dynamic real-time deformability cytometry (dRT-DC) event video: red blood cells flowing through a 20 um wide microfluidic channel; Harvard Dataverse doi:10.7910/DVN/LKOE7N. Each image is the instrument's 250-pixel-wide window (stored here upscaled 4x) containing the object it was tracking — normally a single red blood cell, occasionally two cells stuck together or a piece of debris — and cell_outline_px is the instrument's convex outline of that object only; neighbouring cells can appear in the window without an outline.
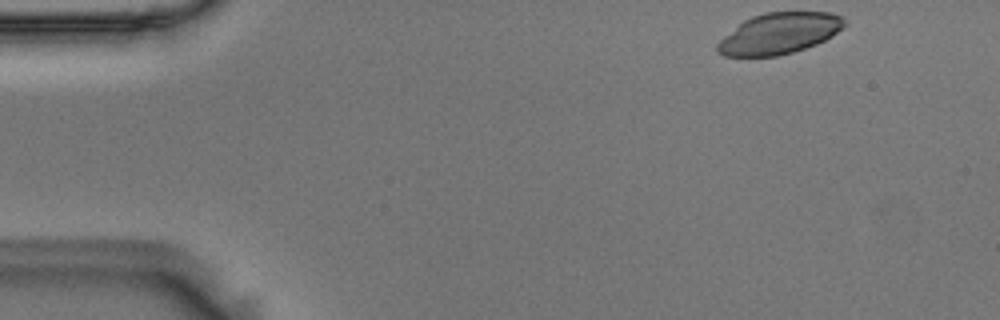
{"species": "Egyptian fruit bat (a non-hibernating species)", "species_latin": "Rousettus aegyptiacus", "temperature_condition": "room temperature", "stored_images_in_passage": 43, "camera_frame_rate_fps": 3000, "um_per_image_px": 0.085, "animal": {"sex": "male"}, "frame": {"image": 1, "passage_image": 1, "time_ms": 0.0, "image_size_px": [1000, 320], "cell_outline_px": [[844, 24], [832, 36], [816, 44], [792, 52], [776, 56], [724, 56], [716, 52], [716, 44], [724, 36], [744, 20], [752, 16], [764, 12], [832, 12], [844, 16]], "centroid_in_image_um": [66.21, 2.83], "position_along_channel_um": 18.8, "area_um2": 30.23}}
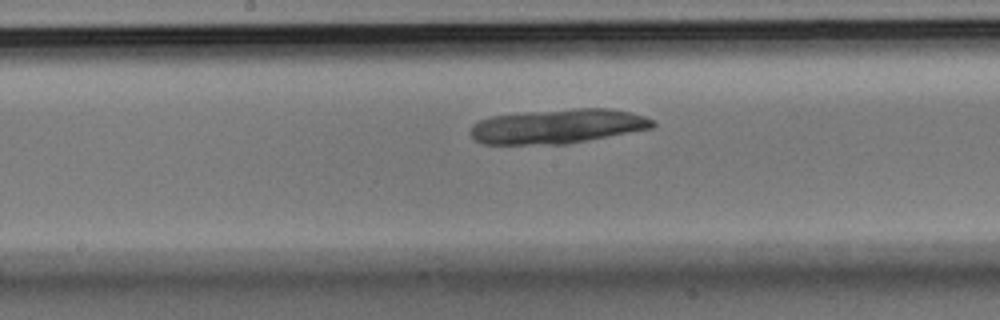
{"frame": {"image": 2, "passage_image": 24, "time_ms": 7.667, "image_size_px": [1000, 320], "cell_outline_px": [[656, 124], [652, 128], [568, 144], [484, 144], [476, 140], [472, 136], [472, 124], [480, 120], [492, 116], [516, 112], [576, 108], [608, 108], [628, 112], [644, 116], [656, 120]], "centroid_in_image_um": [47.41, 10.72], "position_along_channel_um": 200.8, "area_um2": 36.76}}
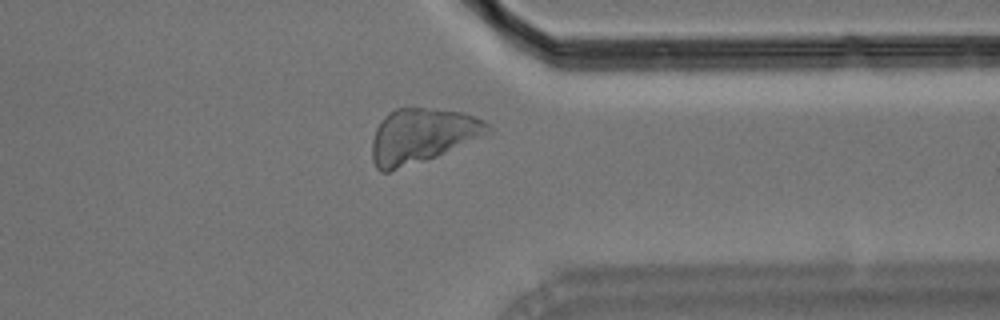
{"frame": {"image": 3, "passage_image": 39, "time_ms": 12.667, "image_size_px": [1000, 320], "cell_outline_px": [[492, 132], [436, 156], [388, 172], [380, 172], [376, 168], [372, 160], [372, 140], [376, 128], [380, 120], [388, 112], [396, 108], [424, 108], [464, 112], [484, 120], [492, 128]], "centroid_in_image_um": [35.85, 11.52], "position_along_channel_um": 375.6, "area_um2": 36.65}}